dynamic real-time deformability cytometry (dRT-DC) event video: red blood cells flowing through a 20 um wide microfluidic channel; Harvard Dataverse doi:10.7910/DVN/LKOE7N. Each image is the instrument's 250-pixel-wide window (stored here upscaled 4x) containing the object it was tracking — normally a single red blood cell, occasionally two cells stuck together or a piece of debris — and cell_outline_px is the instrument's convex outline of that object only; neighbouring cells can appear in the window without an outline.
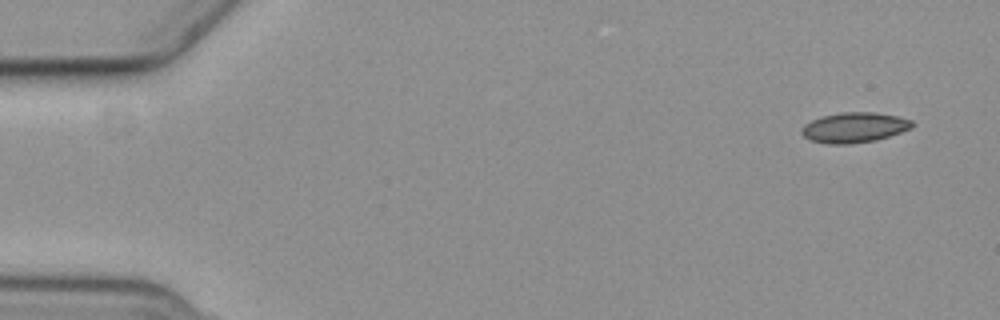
{"species": "common noctule bat (a hibernating species)", "species_latin": "Nyctalus noctula", "temperature_condition": "cold", "stored_images_in_passage": 4, "camera_frame_rate_fps": 3000, "um_per_image_px": 0.085, "animal": {"sex": "female", "body_mass_g": 19.3, "forearm_length_mm": 54.1}, "frame": {"image": 1, "passage_image": 1, "time_ms": 0.0, "image_size_px": [1000, 320], "cell_outline_px": [[916, 124], [912, 128], [876, 140], [848, 144], [828, 144], [808, 140], [800, 132], [804, 124], [820, 116], [840, 112], [872, 112], [896, 116], [912, 120]], "centroid_in_image_um": [72.59, 10.83], "position_along_channel_um": 12.4, "area_um2": 19.54}}
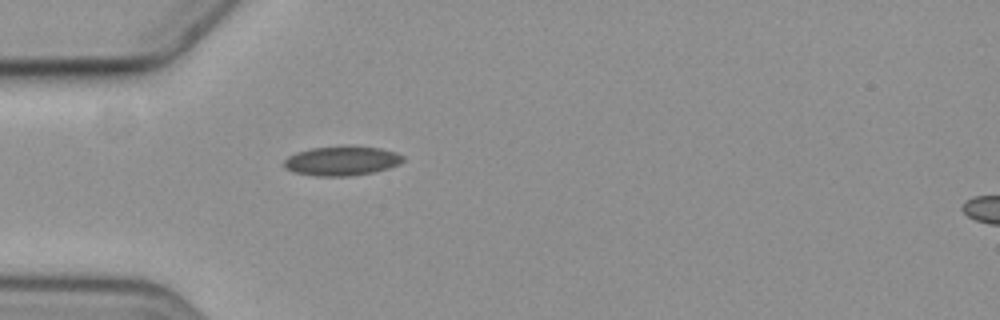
{"frame": {"image": 2, "passage_image": 4, "time_ms": 4.667, "image_size_px": [1000, 320], "cell_outline_px": [[404, 160], [400, 164], [388, 168], [372, 172], [348, 176], [316, 176], [292, 172], [284, 168], [284, 160], [288, 156], [296, 152], [312, 148], [380, 148], [396, 152], [404, 156]], "centroid_in_image_um": [29.02, 13.71], "position_along_channel_um": 56.0, "area_um2": 19.83}}